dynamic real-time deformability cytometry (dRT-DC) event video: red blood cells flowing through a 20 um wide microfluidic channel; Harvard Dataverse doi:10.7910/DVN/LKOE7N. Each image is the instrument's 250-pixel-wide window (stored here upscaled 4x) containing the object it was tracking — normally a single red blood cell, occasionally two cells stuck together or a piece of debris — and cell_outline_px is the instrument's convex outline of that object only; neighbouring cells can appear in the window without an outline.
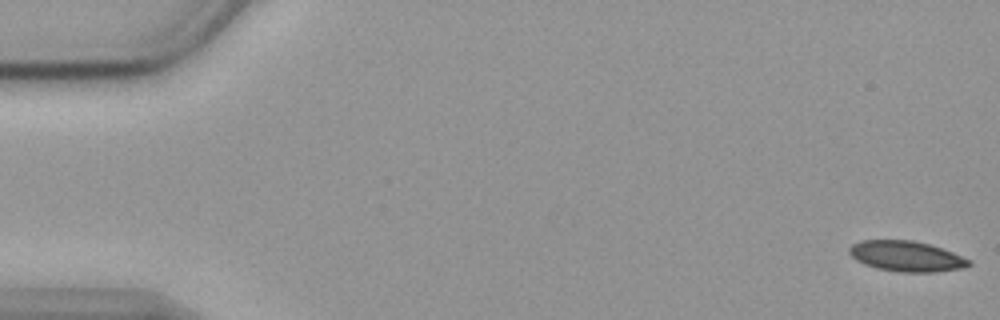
{"species": "common noctule bat (a hibernating species)", "species_latin": "Nyctalus noctula", "temperature_condition": "cold", "stored_images_in_passage": 56, "camera_frame_rate_fps": 3000, "um_per_image_px": 0.085, "animal": {"sex": "female", "body_mass_g": 19.9}, "frame": {"image": 1, "passage_image": 1, "time_ms": 0.0, "image_size_px": [1000, 320], "cell_outline_px": [[972, 264], [964, 268], [936, 272], [900, 272], [876, 268], [864, 264], [856, 260], [848, 252], [848, 248], [852, 244], [860, 240], [912, 240], [928, 244], [952, 252], [972, 260]], "centroid_in_image_um": [77.04, 21.78], "position_along_channel_um": 8.0, "area_um2": 21.33}}
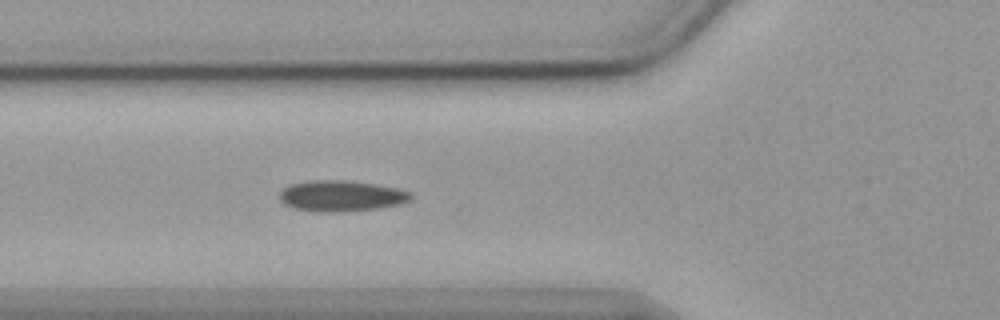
{"frame": {"image": 2, "passage_image": 20, "time_ms": 6.333, "image_size_px": [1000, 320], "cell_outline_px": [[412, 200], [400, 204], [380, 208], [344, 212], [316, 212], [296, 208], [284, 204], [280, 200], [280, 192], [284, 188], [292, 184], [312, 180], [344, 180], [372, 184], [396, 188], [412, 192]], "centroid_in_image_um": [29.03, 16.67], "position_along_channel_um": 96.8, "area_um2": 23.64}}
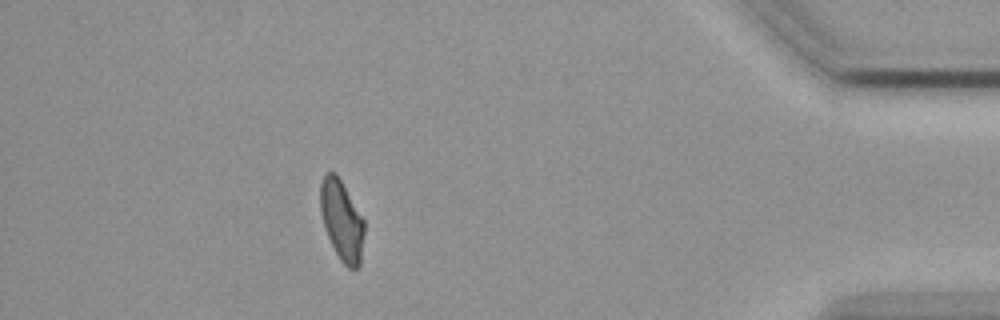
{"frame": {"image": 3, "passage_image": 50, "time_ms": 16.333, "image_size_px": [1000, 320], "cell_outline_px": [[364, 232], [360, 264], [356, 268], [348, 268], [340, 260], [328, 236], [320, 212], [320, 184], [324, 172], [336, 172], [364, 220]], "centroid_in_image_um": [29.04, 18.7], "position_along_channel_um": 406.2, "area_um2": 20.35}}